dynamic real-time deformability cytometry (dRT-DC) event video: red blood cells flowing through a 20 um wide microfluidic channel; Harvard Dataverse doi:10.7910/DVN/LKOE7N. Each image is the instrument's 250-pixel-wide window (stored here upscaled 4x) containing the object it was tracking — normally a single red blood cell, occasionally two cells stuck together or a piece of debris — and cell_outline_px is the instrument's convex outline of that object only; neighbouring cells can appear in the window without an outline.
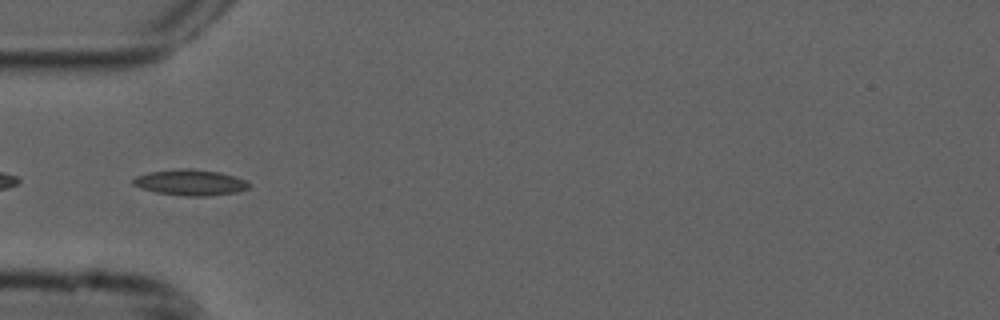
{"species": "common noctule bat (a hibernating species)", "species_latin": "Nyctalus noctula", "temperature_condition": "cold", "stored_images_in_passage": 44, "camera_frame_rate_fps": 3000, "um_per_image_px": 0.085, "animal": {"sex": "male", "forearm_length_mm": 52.5}, "frame": {"image": 1, "passage_image": 7, "time_ms": 2.0, "image_size_px": [1000, 320], "cell_outline_px": [[248, 188], [236, 192], [208, 196], [184, 196], [156, 192], [140, 188], [132, 184], [132, 180], [136, 176], [148, 172], [180, 168], [192, 168], [220, 172], [236, 176], [248, 180]], "centroid_in_image_um": [16.17, 15.5], "position_along_channel_um": 68.8, "area_um2": 17.63}}
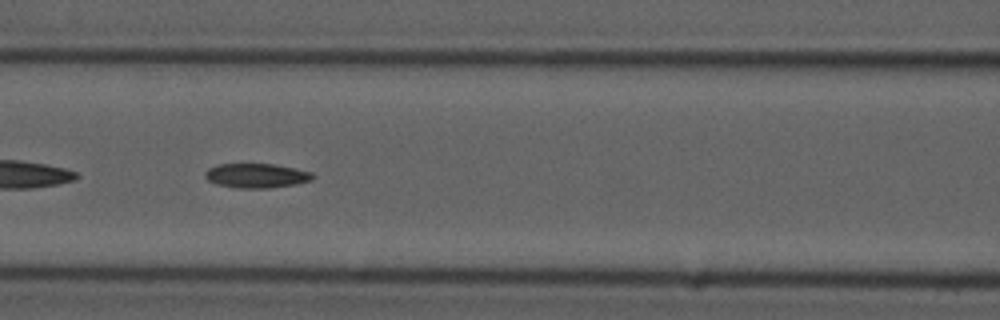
{"frame": {"image": 2, "passage_image": 13, "time_ms": 4.0, "image_size_px": [1000, 320], "cell_outline_px": [[316, 176], [312, 180], [296, 184], [268, 188], [236, 188], [216, 184], [208, 180], [204, 176], [204, 172], [208, 168], [216, 164], [276, 164], [296, 168], [312, 172]], "centroid_in_image_um": [21.8, 14.92], "position_along_channel_um": 144.8, "area_um2": 15.55}}
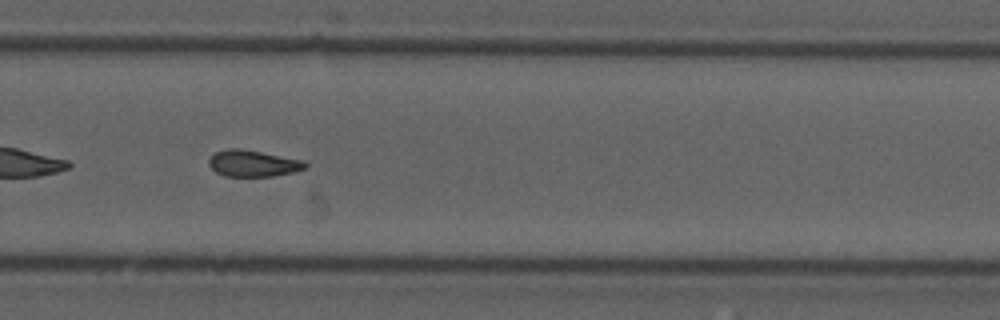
{"frame": {"image": 3, "passage_image": 26, "time_ms": 8.333, "image_size_px": [1000, 320], "cell_outline_px": [[308, 168], [296, 172], [272, 176], [224, 176], [216, 172], [208, 164], [208, 160], [216, 152], [228, 148], [240, 148], [304, 160], [308, 164]], "centroid_in_image_um": [21.55, 13.89], "position_along_channel_um": 308.3, "area_um2": 14.97}, "authors_computed_cell_mechanics": {"area_um2": 15.317, "velocity_mm_per_s": 3.7889, "shape_relaxation_time_tau1_ms": null, "shape_relaxation_time_tau2_ms": 7.2386, "deformation_change_tau1": null, "deformation_change_tau2": 0.1421}}